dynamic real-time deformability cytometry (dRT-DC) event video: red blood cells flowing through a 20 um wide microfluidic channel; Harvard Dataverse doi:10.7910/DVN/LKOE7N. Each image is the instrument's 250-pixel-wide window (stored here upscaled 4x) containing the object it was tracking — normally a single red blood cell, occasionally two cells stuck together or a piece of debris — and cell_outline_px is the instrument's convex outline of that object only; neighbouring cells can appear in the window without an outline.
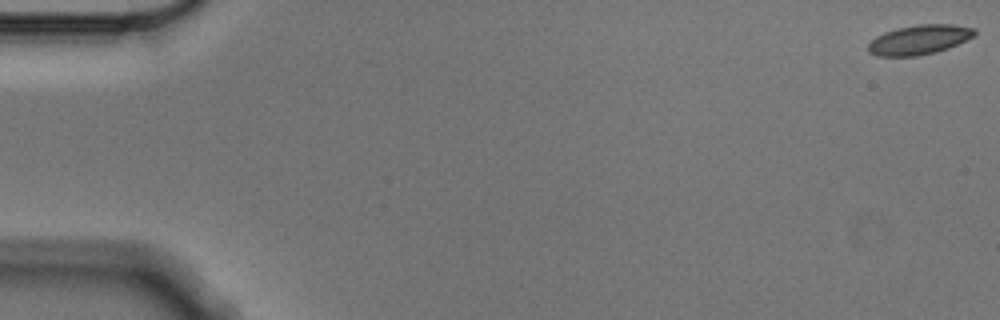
{"species": "Egyptian fruit bat (a non-hibernating species)", "species_latin": "Rousettus aegyptiacus", "temperature_condition": "cold", "stored_images_in_passage": 17, "camera_frame_rate_fps": 3000, "um_per_image_px": 0.085, "animal": {"sex": "male"}, "frame": {"image": 1, "passage_image": 1, "time_ms": 0.0, "image_size_px": [1000, 320], "cell_outline_px": [[976, 32], [972, 36], [948, 48], [936, 52], [916, 56], [876, 56], [868, 52], [868, 44], [876, 36], [884, 32], [896, 28], [920, 24], [956, 24], [976, 28]], "centroid_in_image_um": [78.11, 3.37], "position_along_channel_um": 6.9, "area_um2": 18.32}}
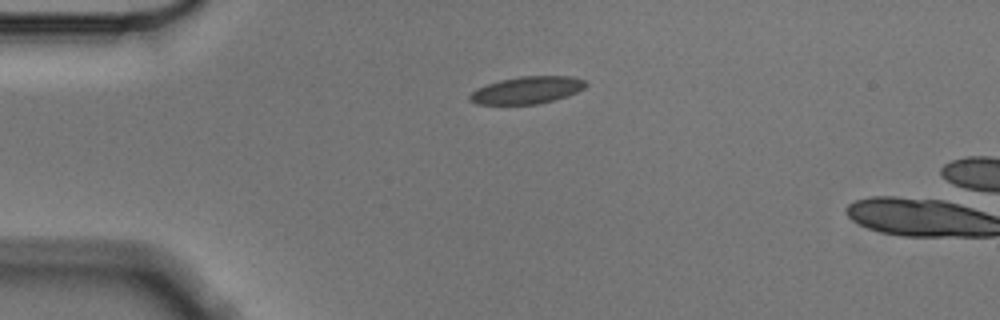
{"frame": {"image": 2, "passage_image": 14, "time_ms": 4.333, "image_size_px": [1000, 320], "cell_outline_px": [[588, 84], [584, 88], [568, 96], [536, 104], [476, 104], [468, 100], [468, 96], [476, 88], [500, 80], [520, 76], [568, 76], [588, 80]], "centroid_in_image_um": [44.8, 7.65], "position_along_channel_um": 40.2, "area_um2": 18.44}}